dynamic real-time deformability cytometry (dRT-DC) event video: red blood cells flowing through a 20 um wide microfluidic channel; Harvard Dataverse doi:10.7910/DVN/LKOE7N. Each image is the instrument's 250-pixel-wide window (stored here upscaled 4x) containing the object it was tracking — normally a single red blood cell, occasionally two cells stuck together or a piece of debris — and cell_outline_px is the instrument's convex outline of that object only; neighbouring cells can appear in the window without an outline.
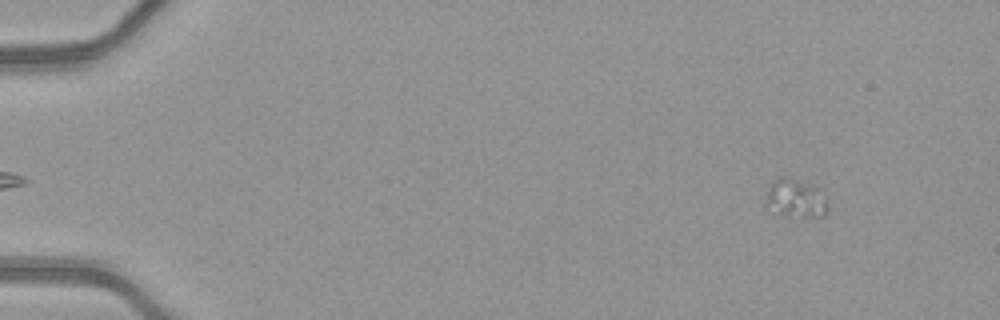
{"species": "common noctule bat (a hibernating species)", "species_latin": "Nyctalus noctula", "temperature_condition": "warm", "stored_images_in_passage": 48, "camera_frame_rate_fps": 3000, "um_per_image_px": 0.085, "animal": {"sex": "female", "body_mass_g": 21.9}, "frame": {"image": 1, "passage_image": 3, "time_ms": 0.667, "image_size_px": [1000, 320], "cell_outline_px": [[828, 212], [824, 216], [804, 216], [768, 212], [764, 208], [764, 204], [768, 188], [772, 180], [780, 176], [784, 176], [812, 184], [816, 188], [828, 204]], "centroid_in_image_um": [67.54, 16.86], "position_along_channel_um": 17.5, "area_um2": 13.99}}